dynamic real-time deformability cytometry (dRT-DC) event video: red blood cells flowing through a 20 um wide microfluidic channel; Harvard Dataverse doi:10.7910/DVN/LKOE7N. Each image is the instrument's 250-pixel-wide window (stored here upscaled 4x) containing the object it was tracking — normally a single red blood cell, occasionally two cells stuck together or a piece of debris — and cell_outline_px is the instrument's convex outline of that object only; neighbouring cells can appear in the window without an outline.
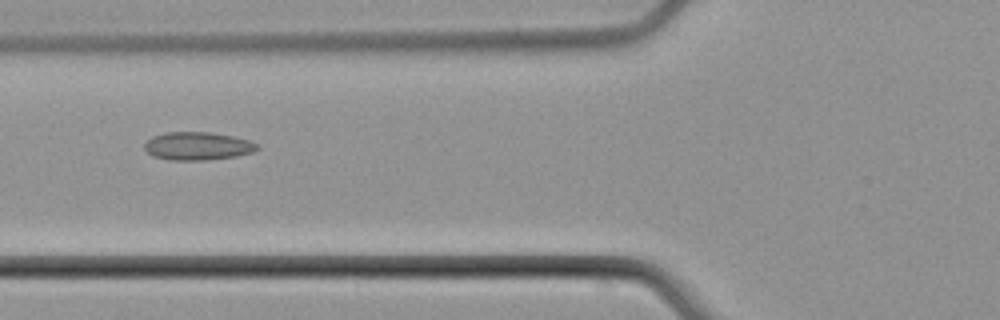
{"species": "common noctule bat (a hibernating species)", "species_latin": "Nyctalus noctula", "temperature_condition": "cold", "stored_images_in_passage": 9, "camera_frame_rate_fps": 3000, "um_per_image_px": 0.085, "animal": {"sex": "male", "body_mass_g": 21.5, "forearm_length_mm": 52.0}, "frame": {"image": 1, "passage_image": 6, "time_ms": 6.333, "image_size_px": [1000, 320], "cell_outline_px": [[260, 148], [252, 152], [236, 156], [204, 160], [168, 160], [152, 156], [144, 148], [144, 144], [152, 136], [164, 132], [208, 132], [232, 136], [248, 140], [260, 144]], "centroid_in_image_um": [16.79, 12.41], "position_along_channel_um": 109.0, "area_um2": 18.5}}
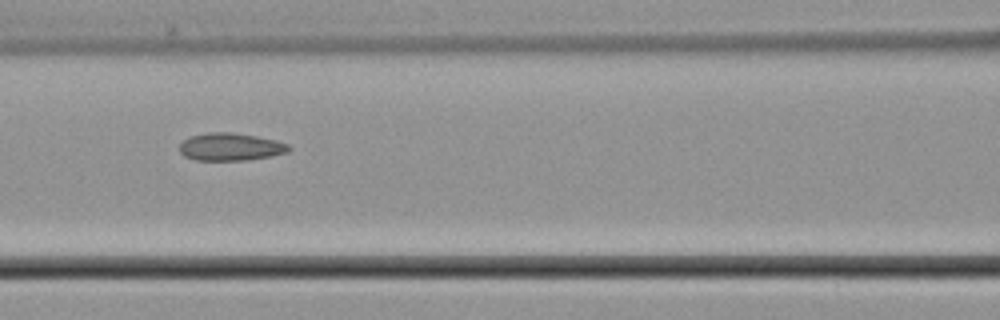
{"frame": {"image": 2, "passage_image": 7, "time_ms": 7.333, "image_size_px": [1000, 320], "cell_outline_px": [[292, 148], [288, 152], [272, 156], [248, 160], [196, 160], [184, 156], [180, 152], [180, 144], [184, 140], [192, 136], [208, 132], [232, 132], [256, 136], [276, 140], [288, 144]], "centroid_in_image_um": [19.62, 12.48], "position_along_channel_um": 147.0, "area_um2": 17.63}}
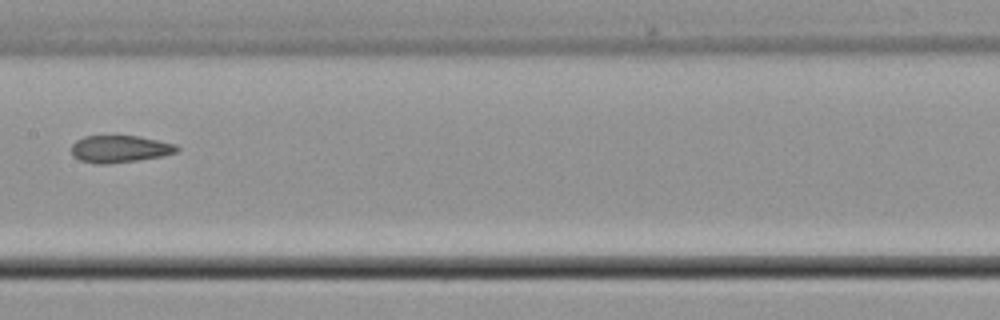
{"frame": {"image": 3, "passage_image": 8, "time_ms": 8.667, "image_size_px": [1000, 320], "cell_outline_px": [[180, 148], [176, 152], [160, 156], [136, 160], [108, 164], [96, 164], [80, 160], [72, 156], [72, 144], [76, 140], [84, 136], [140, 136], [176, 144]], "centroid_in_image_um": [10.16, 12.66], "position_along_channel_um": 197.2, "area_um2": 16.65}}